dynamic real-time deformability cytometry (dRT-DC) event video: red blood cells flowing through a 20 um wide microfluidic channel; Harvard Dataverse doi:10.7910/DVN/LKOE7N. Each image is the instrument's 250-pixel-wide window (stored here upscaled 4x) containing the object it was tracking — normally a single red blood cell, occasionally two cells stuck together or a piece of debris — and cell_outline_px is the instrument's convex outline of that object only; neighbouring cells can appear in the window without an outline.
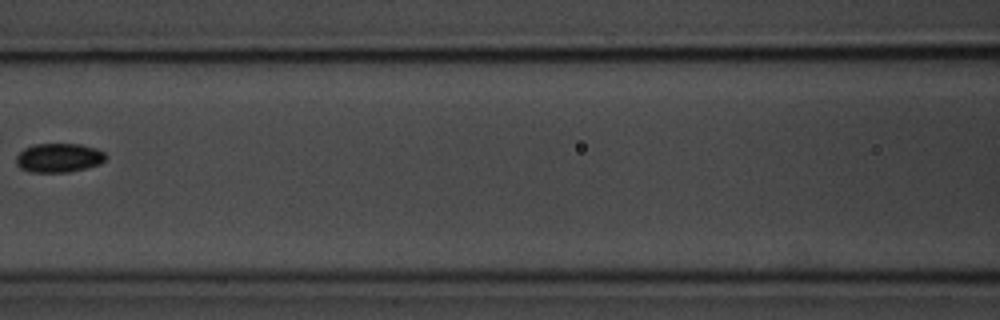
{"species": "common noctule bat (a hibernating species)", "species_latin": "Nyctalus noctula", "temperature_condition": "room temperature", "stored_images_in_passage": 11, "segment_of_instrument_passage": [2, 2], "camera_frame_rate_fps": 3000, "um_per_image_px": 0.085, "animal": {"sex": "male", "body_mass_g": 20.1, "forearm_length_mm": 53.5}, "frame": {"image": 1, "passage_image": 7, "time_ms": 7.0, "image_size_px": [1000, 320], "cell_outline_px": [[108, 156], [100, 164], [68, 172], [32, 172], [20, 168], [16, 164], [16, 156], [24, 148], [36, 144], [80, 144], [96, 148], [104, 152]], "centroid_in_image_um": [5.0, 13.41], "position_along_channel_um": 161.6, "area_um2": 15.14}}
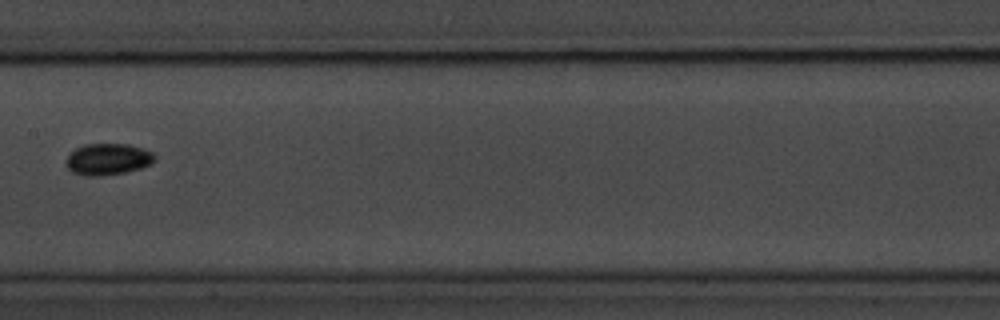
{"frame": {"image": 2, "passage_image": 8, "time_ms": 8.0, "image_size_px": [1000, 320], "cell_outline_px": [[156, 156], [152, 164], [140, 168], [124, 172], [100, 176], [84, 176], [72, 172], [64, 164], [64, 160], [76, 148], [84, 144], [128, 144], [144, 148], [152, 152]], "centroid_in_image_um": [9.15, 13.53], "position_along_channel_um": 198.2, "area_um2": 16.42}}